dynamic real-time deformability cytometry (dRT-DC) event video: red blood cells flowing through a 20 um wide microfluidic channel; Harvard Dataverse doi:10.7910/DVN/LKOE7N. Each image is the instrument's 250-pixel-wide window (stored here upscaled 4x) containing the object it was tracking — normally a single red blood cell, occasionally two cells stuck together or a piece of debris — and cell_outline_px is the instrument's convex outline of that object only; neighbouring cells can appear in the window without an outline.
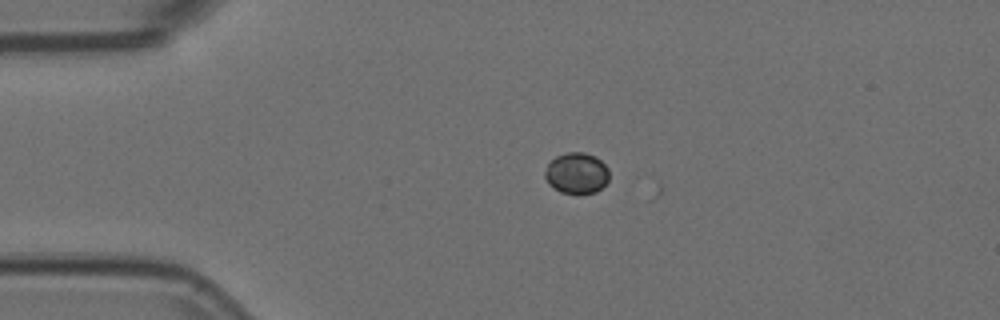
{"species": "Egyptian fruit bat (a non-hibernating species)", "species_latin": "Rousettus aegyptiacus", "temperature_condition": "room temperature", "stored_images_in_passage": 3, "camera_frame_rate_fps": 3000, "um_per_image_px": 0.085, "animal": {"sex": "female"}, "frame": {"image": 1, "passage_image": 1, "time_ms": 0.0, "image_size_px": [1000, 320], "cell_outline_px": [[608, 180], [596, 192], [576, 196], [560, 192], [548, 184], [544, 176], [544, 172], [548, 164], [556, 156], [568, 152], [584, 152], [596, 156], [608, 168]], "centroid_in_image_um": [49.0, 14.75], "position_along_channel_um": 36.0, "area_um2": 15.66}}